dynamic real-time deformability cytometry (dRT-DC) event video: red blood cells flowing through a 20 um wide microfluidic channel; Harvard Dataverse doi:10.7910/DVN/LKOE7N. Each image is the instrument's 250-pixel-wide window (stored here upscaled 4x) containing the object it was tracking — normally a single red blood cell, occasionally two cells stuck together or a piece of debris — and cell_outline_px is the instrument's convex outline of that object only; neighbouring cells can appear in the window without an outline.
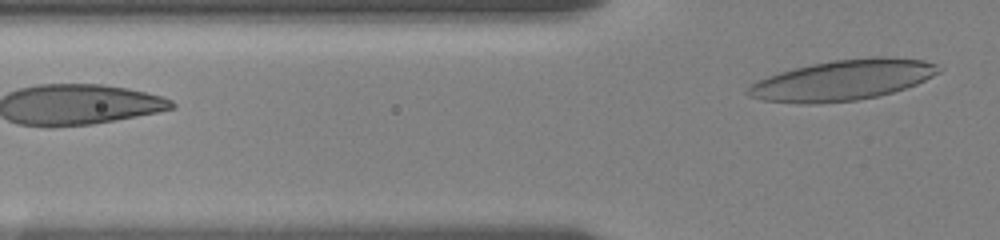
{"species": "human", "species_latin": "Homo sapiens", "temperature_condition": "room temperature", "stored_images_in_passage": 8, "segment_of_instrument_passage": [2, 2], "camera_frame_rate_fps": 3000, "um_per_image_px": 0.085, "donor": {"sex": "female"}, "frame": {"image": 1, "passage_image": 8, "time_ms": 3.0, "image_size_px": [1000, 240], "cell_outline_px": [[944, 68], [940, 72], [916, 84], [892, 92], [876, 96], [856, 100], [816, 104], [796, 104], [764, 100], [748, 96], [744, 92], [752, 84], [768, 76], [780, 72], [812, 64], [832, 60], [876, 56], [888, 56], [924, 60], [936, 64]], "centroid_in_image_um": [71.64, 6.81], "position_along_channel_um": 54.2, "area_um2": 44.97}}